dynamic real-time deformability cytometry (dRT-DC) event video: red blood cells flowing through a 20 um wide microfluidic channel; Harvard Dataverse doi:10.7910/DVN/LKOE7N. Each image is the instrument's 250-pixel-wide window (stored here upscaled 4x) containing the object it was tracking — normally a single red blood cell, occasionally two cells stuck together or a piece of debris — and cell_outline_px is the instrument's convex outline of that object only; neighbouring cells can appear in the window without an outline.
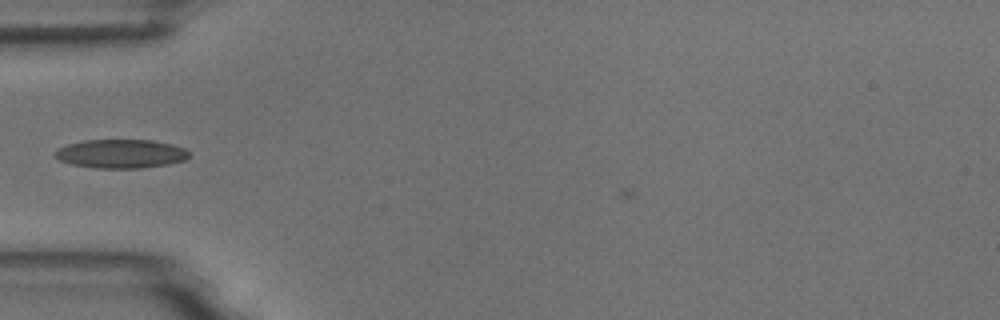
{"species": "common noctule bat (a hibernating species)", "species_latin": "Nyctalus noctula", "temperature_condition": "room temperature", "stored_images_in_passage": 37, "camera_frame_rate_fps": 3000, "um_per_image_px": 0.085, "animal": {"sex": "male", "body_mass_g": 18.8}, "frame": {"image": 1, "passage_image": 1, "time_ms": 0.0, "image_size_px": [1000, 320], "cell_outline_px": [[156, 160], [152, 164], [88, 164], [104, 140], [132, 140], [156, 144]], "centroid_in_image_um": [10.62, 12.99], "position_along_channel_um": 74.4, "area_um2": 10.0}}
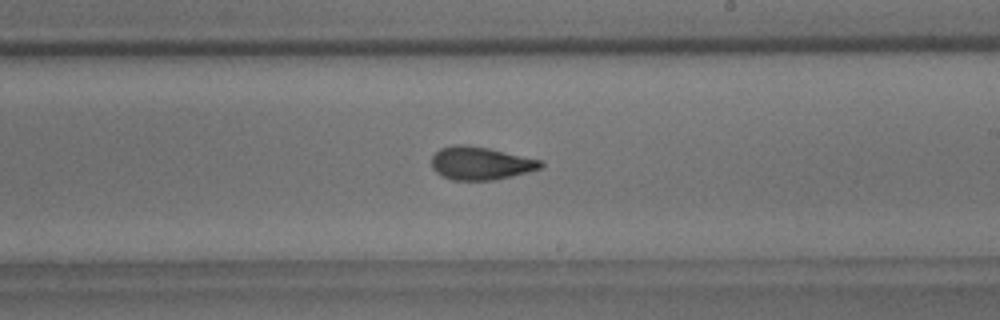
{"frame": {"image": 2, "passage_image": 15, "time_ms": 4.667, "image_size_px": [1000, 320], "cell_outline_px": [[540, 164], [532, 168], [500, 176], [452, 176], [444, 172], [436, 164], [436, 156], [440, 152], [452, 148], [472, 148], [496, 152], [528, 160]], "centroid_in_image_um": [40.81, 13.84], "position_along_channel_um": 248.2, "area_um2": 15.2}}
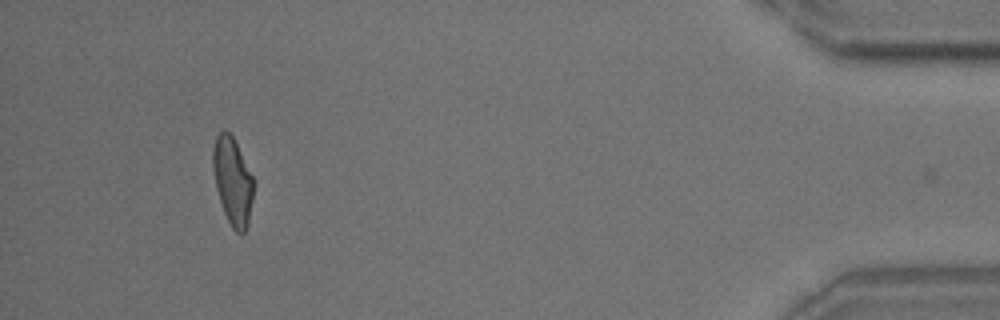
{"frame": {"image": 3, "passage_image": 34, "time_ms": 11.0, "image_size_px": [1000, 320], "cell_outline_px": [[252, 192], [244, 228], [232, 224], [228, 216], [220, 192], [216, 176], [216, 144], [232, 140], [252, 180]], "centroid_in_image_um": [19.84, 15.52], "position_along_channel_um": 415.4, "area_um2": 15.66}}